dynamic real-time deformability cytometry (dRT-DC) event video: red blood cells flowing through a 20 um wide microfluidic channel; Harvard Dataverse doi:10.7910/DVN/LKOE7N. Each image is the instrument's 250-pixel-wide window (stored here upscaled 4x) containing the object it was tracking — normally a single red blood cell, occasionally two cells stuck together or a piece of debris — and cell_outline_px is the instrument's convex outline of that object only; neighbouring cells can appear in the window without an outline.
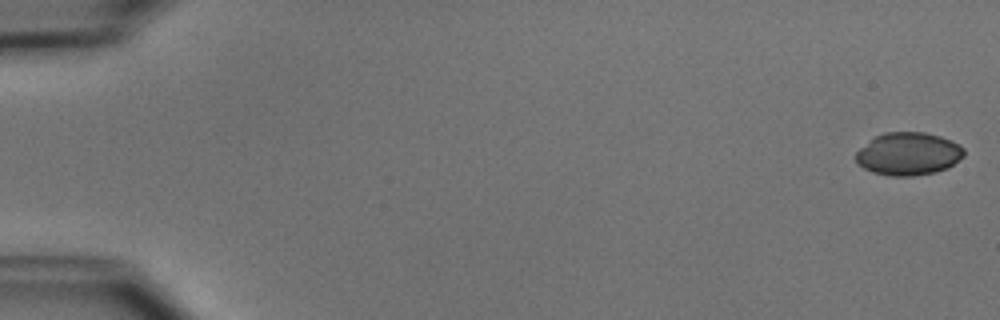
{"species": "common noctule bat (a hibernating species)", "species_latin": "Nyctalus noctula", "temperature_condition": "cold", "stored_images_in_passage": 51, "camera_frame_rate_fps": 3000, "um_per_image_px": 0.085, "animal": {"sex": "male", "body_mass_g": 15.6}, "frame": {"image": 1, "passage_image": 1, "time_ms": 0.0, "image_size_px": [1000, 320], "cell_outline_px": [[964, 156], [948, 168], [936, 172], [912, 176], [888, 176], [872, 172], [856, 164], [856, 152], [860, 148], [876, 136], [884, 132], [924, 132], [940, 136], [952, 140], [960, 144], [964, 148]], "centroid_in_image_um": [77.23, 13.08], "position_along_channel_um": 7.8, "area_um2": 27.17}}
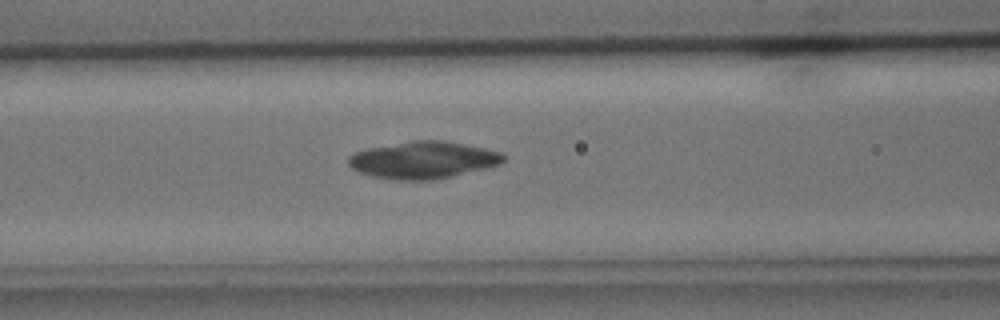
{"frame": {"image": 2, "passage_image": 22, "time_ms": 7.0, "image_size_px": [1000, 320], "cell_outline_px": [[504, 160], [500, 164], [484, 168], [432, 180], [396, 180], [372, 176], [360, 172], [352, 168], [348, 164], [348, 156], [352, 152], [368, 148], [412, 140], [444, 140], [484, 148], [500, 152], [504, 156]], "centroid_in_image_um": [35.91, 13.59], "position_along_channel_um": 130.7, "area_um2": 33.29}}
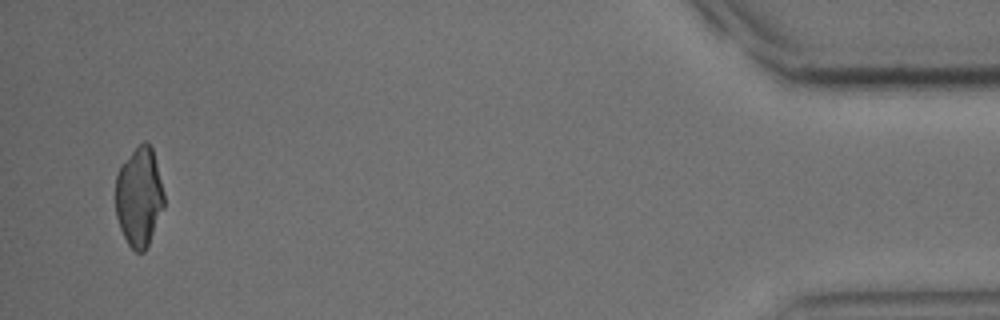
{"frame": {"image": 3, "passage_image": 50, "time_ms": 16.333, "image_size_px": [1000, 320], "cell_outline_px": [[164, 208], [148, 244], [144, 252], [136, 252], [128, 244], [120, 228], [116, 216], [116, 176], [120, 164], [144, 140], [148, 140], [152, 148], [164, 192]], "centroid_in_image_um": [11.82, 16.72], "position_along_channel_um": 423.4, "area_um2": 28.03}}